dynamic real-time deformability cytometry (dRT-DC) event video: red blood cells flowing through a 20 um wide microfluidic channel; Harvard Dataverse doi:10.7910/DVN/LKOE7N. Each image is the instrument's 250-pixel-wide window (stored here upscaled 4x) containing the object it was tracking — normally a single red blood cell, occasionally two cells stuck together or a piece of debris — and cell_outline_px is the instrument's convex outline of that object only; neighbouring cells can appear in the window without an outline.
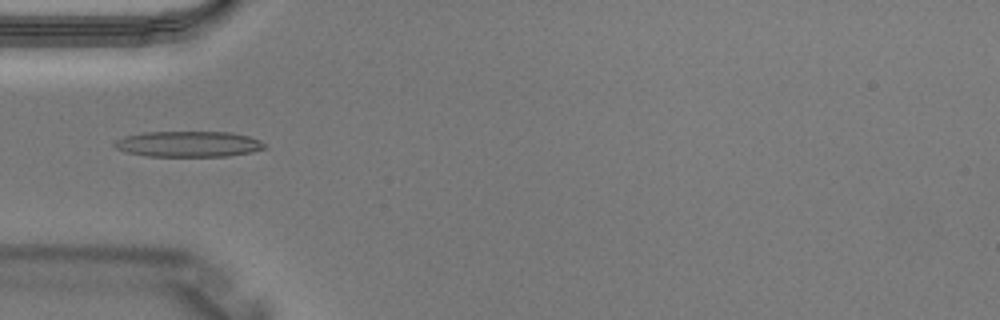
{"species": "Egyptian fruit bat (a non-hibernating species)", "species_latin": "Rousettus aegyptiacus", "temperature_condition": "warm", "stored_images_in_passage": 3, "camera_frame_rate_fps": 3000, "um_per_image_px": 0.085, "animal": {"sex": "male"}, "frame": {"image": 1, "passage_image": 3, "time_ms": 0.667, "image_size_px": [1000, 320], "cell_outline_px": [[268, 148], [252, 152], [228, 156], [144, 156], [128, 152], [116, 148], [112, 144], [116, 140], [124, 136], [144, 132], [232, 132], [248, 136], [260, 140]], "centroid_in_image_um": [16.03, 12.24], "position_along_channel_um": 69.0, "area_um2": 22.6}}